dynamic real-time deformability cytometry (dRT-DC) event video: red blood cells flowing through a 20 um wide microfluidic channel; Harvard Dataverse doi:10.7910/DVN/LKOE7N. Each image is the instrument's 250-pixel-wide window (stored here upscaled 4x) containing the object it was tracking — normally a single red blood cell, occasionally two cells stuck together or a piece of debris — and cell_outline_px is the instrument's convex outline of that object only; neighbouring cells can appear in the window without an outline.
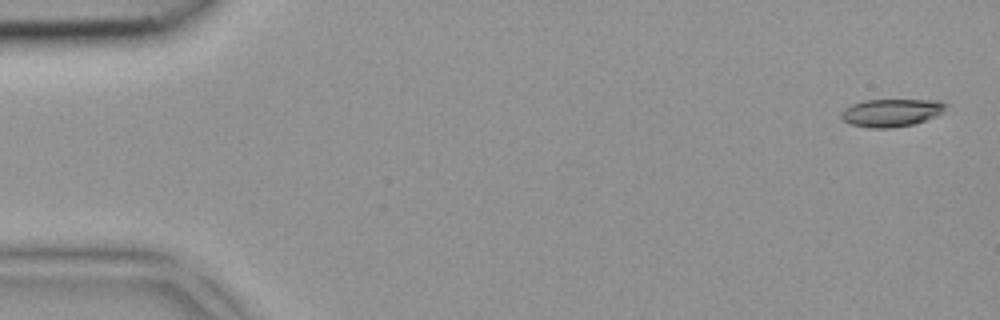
{"species": "common noctule bat (a hibernating species)", "species_latin": "Nyctalus noctula", "temperature_condition": "room temperature", "stored_images_in_passage": 4, "camera_frame_rate_fps": 3000, "um_per_image_px": 0.085, "animal": {"sex": "female", "body_mass_g": 18.4}, "frame": {"image": 1, "passage_image": 1, "time_ms": 0.0, "image_size_px": [1000, 320], "cell_outline_px": [[948, 104], [936, 116], [912, 124], [892, 128], [868, 128], [848, 124], [840, 116], [840, 112], [844, 108], [852, 104], [864, 100], [940, 100]], "centroid_in_image_um": [75.7, 9.58], "position_along_channel_um": 9.3, "area_um2": 16.94}}
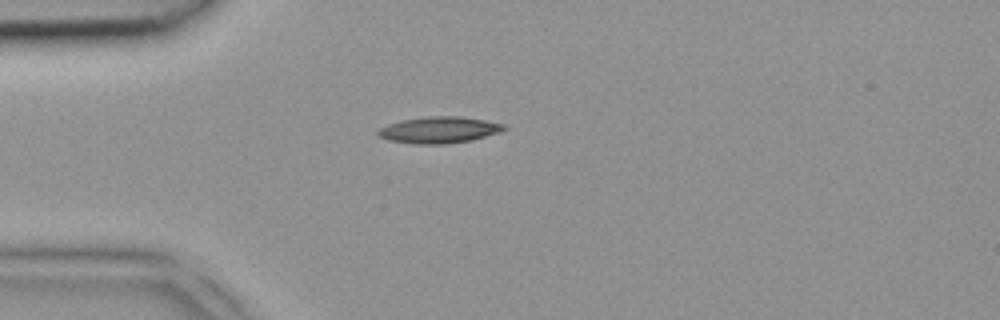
{"frame": {"image": 2, "passage_image": 4, "time_ms": 1.0, "image_size_px": [1000, 320], "cell_outline_px": [[508, 128], [500, 132], [472, 140], [448, 144], [412, 144], [388, 140], [376, 136], [376, 132], [380, 128], [388, 124], [400, 120], [428, 116], [460, 116], [484, 120], [504, 124]], "centroid_in_image_um": [37.29, 11.05], "position_along_channel_um": 47.7, "area_um2": 19.65}}